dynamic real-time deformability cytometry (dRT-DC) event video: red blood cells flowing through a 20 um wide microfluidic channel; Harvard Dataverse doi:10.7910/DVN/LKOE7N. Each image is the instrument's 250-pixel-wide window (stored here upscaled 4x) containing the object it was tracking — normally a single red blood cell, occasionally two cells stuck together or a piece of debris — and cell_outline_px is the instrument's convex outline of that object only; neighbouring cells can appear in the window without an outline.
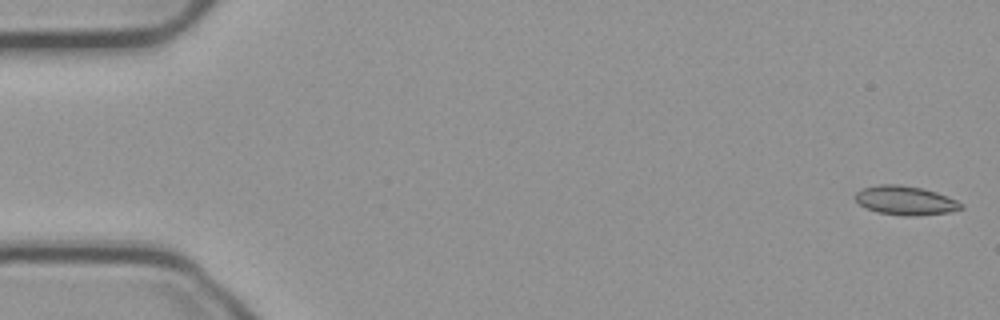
{"species": "common noctule bat (a hibernating species)", "species_latin": "Nyctalus noctula", "temperature_condition": "cold", "stored_images_in_passage": 55, "camera_frame_rate_fps": 3000, "um_per_image_px": 0.085, "animal": {"sex": "male", "body_mass_g": 23.1, "forearm_length_mm": 52.7}, "frame": {"image": 1, "passage_image": 1, "time_ms": 0.0, "image_size_px": [1000, 320], "cell_outline_px": [[964, 208], [952, 212], [912, 216], [904, 216], [876, 212], [860, 204], [856, 200], [856, 192], [864, 188], [880, 184], [900, 184], [924, 188], [948, 196], [964, 204]], "centroid_in_image_um": [77.01, 17.04], "position_along_channel_um": 8.0, "area_um2": 17.98}}
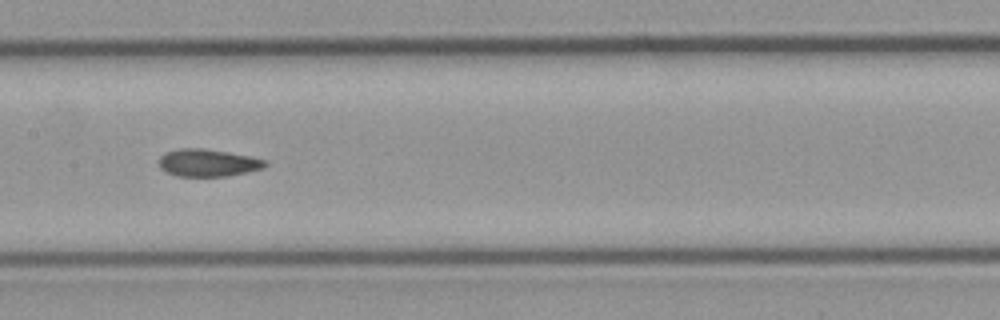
{"frame": {"image": 2, "passage_image": 27, "time_ms": 8.667, "image_size_px": [1000, 320], "cell_outline_px": [[268, 164], [264, 168], [248, 172], [228, 176], [176, 176], [160, 168], [160, 156], [168, 152], [180, 148], [204, 148], [228, 152], [248, 156], [264, 160]], "centroid_in_image_um": [17.69, 13.84], "position_along_channel_um": 189.7, "area_um2": 16.82}}
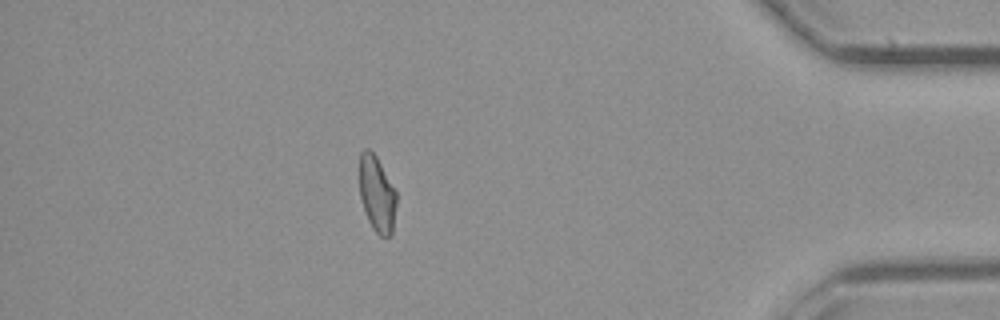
{"frame": {"image": 3, "passage_image": 48, "time_ms": 15.667, "image_size_px": [1000, 320], "cell_outline_px": [[396, 204], [392, 236], [380, 236], [372, 228], [368, 220], [360, 196], [360, 152], [364, 148], [368, 148], [376, 156], [396, 192]], "centroid_in_image_um": [32.04, 16.51], "position_along_channel_um": 403.2, "area_um2": 16.18}, "authors_computed_cell_mechanics": {"area_um2": 17.3978, "velocity_mm_per_s": 3.7309, "shape_relaxation_time_tau1_ms": null, "shape_relaxation_time_tau2_ms": 2.8843, "deformation_change_tau1": null, "deformation_change_tau2": 0.0848}}